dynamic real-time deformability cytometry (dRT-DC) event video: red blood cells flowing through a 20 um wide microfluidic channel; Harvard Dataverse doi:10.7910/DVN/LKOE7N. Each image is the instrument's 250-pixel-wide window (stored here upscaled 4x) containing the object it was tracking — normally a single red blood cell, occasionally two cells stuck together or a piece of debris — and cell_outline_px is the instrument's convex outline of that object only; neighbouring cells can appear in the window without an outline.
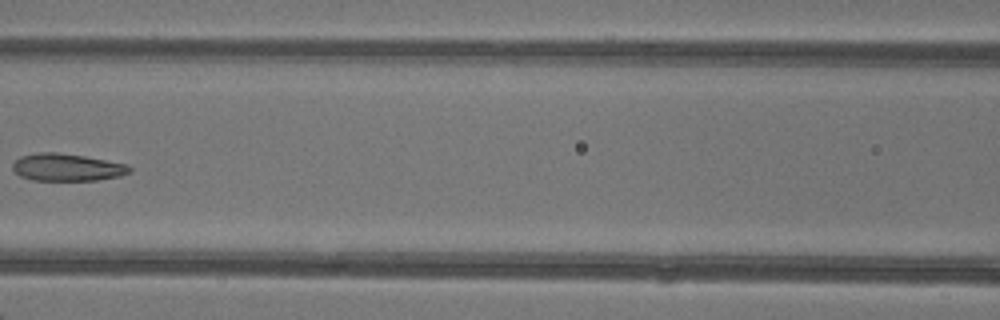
{"species": "common noctule bat (a hibernating species)", "species_latin": "Nyctalus noctula", "temperature_condition": "warm", "stored_images_in_passage": 7, "camera_frame_rate_fps": 3000, "um_per_image_px": 0.085, "animal": {"sex": "female"}, "frame": {"image": 1, "passage_image": 7, "time_ms": 7.0, "image_size_px": [1000, 320], "cell_outline_px": [[132, 172], [120, 176], [96, 180], [32, 180], [20, 176], [12, 168], [12, 164], [20, 156], [40, 152], [56, 152], [84, 156], [128, 164], [132, 168]], "centroid_in_image_um": [5.72, 14.22], "position_along_channel_um": 160.9, "area_um2": 18.67}}